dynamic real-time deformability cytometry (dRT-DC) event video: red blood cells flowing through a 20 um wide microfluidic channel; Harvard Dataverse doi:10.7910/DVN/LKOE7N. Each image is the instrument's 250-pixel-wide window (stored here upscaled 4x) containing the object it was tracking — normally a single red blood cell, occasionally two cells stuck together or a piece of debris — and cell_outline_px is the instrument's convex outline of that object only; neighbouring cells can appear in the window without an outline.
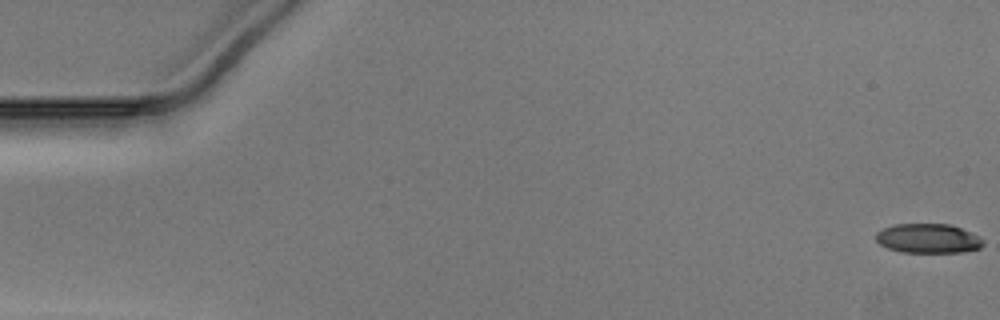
{"species": "Egyptian fruit bat (a non-hibernating species)", "species_latin": "Rousettus aegyptiacus", "temperature_condition": "warm", "stored_images_in_passage": 15, "camera_frame_rate_fps": 3000, "um_per_image_px": 0.085, "animal": {"sex": "male"}, "frame": {"image": 1, "passage_image": 1, "time_ms": 0.0, "image_size_px": [1000, 320], "cell_outline_px": [[984, 244], [980, 248], [964, 252], [904, 252], [888, 248], [880, 244], [876, 240], [876, 232], [892, 224], [952, 224], [980, 236], [984, 240]], "centroid_in_image_um": [78.92, 20.26], "position_along_channel_um": 6.1, "area_um2": 18.5}}
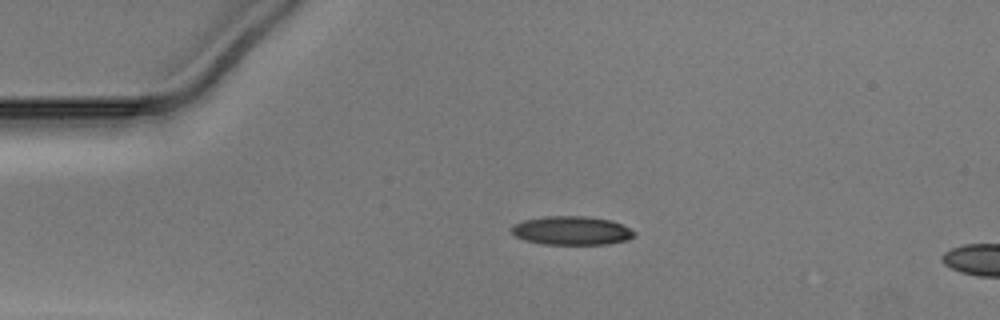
{"frame": {"image": 2, "passage_image": 12, "time_ms": 3.667, "image_size_px": [1000, 320], "cell_outline_px": [[636, 236], [628, 240], [608, 244], [544, 244], [524, 240], [516, 236], [508, 228], [512, 224], [524, 220], [544, 216], [584, 216], [612, 220], [636, 232]], "centroid_in_image_um": [48.57, 19.6], "position_along_channel_um": 36.4, "area_um2": 20.69}}